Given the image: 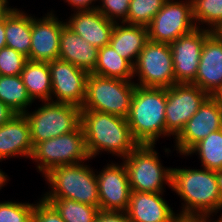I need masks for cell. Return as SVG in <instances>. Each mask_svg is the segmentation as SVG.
<instances>
[{
  "label": "cell",
  "mask_w": 222,
  "mask_h": 222,
  "mask_svg": "<svg viewBox=\"0 0 222 222\" xmlns=\"http://www.w3.org/2000/svg\"><path fill=\"white\" fill-rule=\"evenodd\" d=\"M171 189L184 201L178 213L181 220L199 221L221 212L222 195L214 170L172 168Z\"/></svg>",
  "instance_id": "obj_1"
},
{
  "label": "cell",
  "mask_w": 222,
  "mask_h": 222,
  "mask_svg": "<svg viewBox=\"0 0 222 222\" xmlns=\"http://www.w3.org/2000/svg\"><path fill=\"white\" fill-rule=\"evenodd\" d=\"M80 125L90 160L104 151L123 159L139 145L131 135L126 118L95 110H81Z\"/></svg>",
  "instance_id": "obj_2"
},
{
  "label": "cell",
  "mask_w": 222,
  "mask_h": 222,
  "mask_svg": "<svg viewBox=\"0 0 222 222\" xmlns=\"http://www.w3.org/2000/svg\"><path fill=\"white\" fill-rule=\"evenodd\" d=\"M167 88L135 87L127 122L138 144L155 145L166 136L165 109Z\"/></svg>",
  "instance_id": "obj_3"
},
{
  "label": "cell",
  "mask_w": 222,
  "mask_h": 222,
  "mask_svg": "<svg viewBox=\"0 0 222 222\" xmlns=\"http://www.w3.org/2000/svg\"><path fill=\"white\" fill-rule=\"evenodd\" d=\"M84 162L55 167L44 175L50 187L43 199H70L99 208L97 176Z\"/></svg>",
  "instance_id": "obj_4"
},
{
  "label": "cell",
  "mask_w": 222,
  "mask_h": 222,
  "mask_svg": "<svg viewBox=\"0 0 222 222\" xmlns=\"http://www.w3.org/2000/svg\"><path fill=\"white\" fill-rule=\"evenodd\" d=\"M154 148L155 145L139 144L123 158L131 191L163 193L165 185L172 187V168L162 166Z\"/></svg>",
  "instance_id": "obj_5"
},
{
  "label": "cell",
  "mask_w": 222,
  "mask_h": 222,
  "mask_svg": "<svg viewBox=\"0 0 222 222\" xmlns=\"http://www.w3.org/2000/svg\"><path fill=\"white\" fill-rule=\"evenodd\" d=\"M135 87L133 80L106 78L89 73L81 110H95L127 118Z\"/></svg>",
  "instance_id": "obj_6"
},
{
  "label": "cell",
  "mask_w": 222,
  "mask_h": 222,
  "mask_svg": "<svg viewBox=\"0 0 222 222\" xmlns=\"http://www.w3.org/2000/svg\"><path fill=\"white\" fill-rule=\"evenodd\" d=\"M30 126L33 146L76 130L81 124V107L68 103L44 101L40 108L24 113Z\"/></svg>",
  "instance_id": "obj_7"
},
{
  "label": "cell",
  "mask_w": 222,
  "mask_h": 222,
  "mask_svg": "<svg viewBox=\"0 0 222 222\" xmlns=\"http://www.w3.org/2000/svg\"><path fill=\"white\" fill-rule=\"evenodd\" d=\"M30 159L44 176L62 165L82 163L89 158L81 125L74 131L42 141L34 146Z\"/></svg>",
  "instance_id": "obj_8"
},
{
  "label": "cell",
  "mask_w": 222,
  "mask_h": 222,
  "mask_svg": "<svg viewBox=\"0 0 222 222\" xmlns=\"http://www.w3.org/2000/svg\"><path fill=\"white\" fill-rule=\"evenodd\" d=\"M133 76H138L139 82L135 85L141 87L169 88L175 85L170 45L148 40L133 67Z\"/></svg>",
  "instance_id": "obj_9"
},
{
  "label": "cell",
  "mask_w": 222,
  "mask_h": 222,
  "mask_svg": "<svg viewBox=\"0 0 222 222\" xmlns=\"http://www.w3.org/2000/svg\"><path fill=\"white\" fill-rule=\"evenodd\" d=\"M196 28L191 0H167L147 26L148 40L170 44Z\"/></svg>",
  "instance_id": "obj_10"
},
{
  "label": "cell",
  "mask_w": 222,
  "mask_h": 222,
  "mask_svg": "<svg viewBox=\"0 0 222 222\" xmlns=\"http://www.w3.org/2000/svg\"><path fill=\"white\" fill-rule=\"evenodd\" d=\"M209 95L193 84H175L167 88L165 109L166 136L176 138Z\"/></svg>",
  "instance_id": "obj_11"
},
{
  "label": "cell",
  "mask_w": 222,
  "mask_h": 222,
  "mask_svg": "<svg viewBox=\"0 0 222 222\" xmlns=\"http://www.w3.org/2000/svg\"><path fill=\"white\" fill-rule=\"evenodd\" d=\"M220 129H222V101L219 96H208L180 134L174 138L175 150L185 156L195 144L211 132Z\"/></svg>",
  "instance_id": "obj_12"
},
{
  "label": "cell",
  "mask_w": 222,
  "mask_h": 222,
  "mask_svg": "<svg viewBox=\"0 0 222 222\" xmlns=\"http://www.w3.org/2000/svg\"><path fill=\"white\" fill-rule=\"evenodd\" d=\"M48 67L52 84L51 101L82 107L89 73L61 59L48 62Z\"/></svg>",
  "instance_id": "obj_13"
},
{
  "label": "cell",
  "mask_w": 222,
  "mask_h": 222,
  "mask_svg": "<svg viewBox=\"0 0 222 222\" xmlns=\"http://www.w3.org/2000/svg\"><path fill=\"white\" fill-rule=\"evenodd\" d=\"M212 33L207 29L196 28L181 36L169 45L171 47L175 83L193 84L198 70L202 46Z\"/></svg>",
  "instance_id": "obj_14"
},
{
  "label": "cell",
  "mask_w": 222,
  "mask_h": 222,
  "mask_svg": "<svg viewBox=\"0 0 222 222\" xmlns=\"http://www.w3.org/2000/svg\"><path fill=\"white\" fill-rule=\"evenodd\" d=\"M100 211L126 212L131 194L124 163L107 164L96 173Z\"/></svg>",
  "instance_id": "obj_15"
},
{
  "label": "cell",
  "mask_w": 222,
  "mask_h": 222,
  "mask_svg": "<svg viewBox=\"0 0 222 222\" xmlns=\"http://www.w3.org/2000/svg\"><path fill=\"white\" fill-rule=\"evenodd\" d=\"M52 11L42 18L31 16V48L28 60L51 62L59 57V43L65 21H60Z\"/></svg>",
  "instance_id": "obj_16"
},
{
  "label": "cell",
  "mask_w": 222,
  "mask_h": 222,
  "mask_svg": "<svg viewBox=\"0 0 222 222\" xmlns=\"http://www.w3.org/2000/svg\"><path fill=\"white\" fill-rule=\"evenodd\" d=\"M193 85L209 96L222 92V39L212 32L202 46L201 58Z\"/></svg>",
  "instance_id": "obj_17"
},
{
  "label": "cell",
  "mask_w": 222,
  "mask_h": 222,
  "mask_svg": "<svg viewBox=\"0 0 222 222\" xmlns=\"http://www.w3.org/2000/svg\"><path fill=\"white\" fill-rule=\"evenodd\" d=\"M163 193L131 191L126 213L130 222H180Z\"/></svg>",
  "instance_id": "obj_18"
},
{
  "label": "cell",
  "mask_w": 222,
  "mask_h": 222,
  "mask_svg": "<svg viewBox=\"0 0 222 222\" xmlns=\"http://www.w3.org/2000/svg\"><path fill=\"white\" fill-rule=\"evenodd\" d=\"M69 18L66 26L90 45L99 49L109 44L116 22L108 20L97 9L74 11Z\"/></svg>",
  "instance_id": "obj_19"
},
{
  "label": "cell",
  "mask_w": 222,
  "mask_h": 222,
  "mask_svg": "<svg viewBox=\"0 0 222 222\" xmlns=\"http://www.w3.org/2000/svg\"><path fill=\"white\" fill-rule=\"evenodd\" d=\"M33 149L30 126L24 114H16L0 126V162L16 156L30 159Z\"/></svg>",
  "instance_id": "obj_20"
},
{
  "label": "cell",
  "mask_w": 222,
  "mask_h": 222,
  "mask_svg": "<svg viewBox=\"0 0 222 222\" xmlns=\"http://www.w3.org/2000/svg\"><path fill=\"white\" fill-rule=\"evenodd\" d=\"M98 50L66 25L62 28L58 59L92 73L97 63Z\"/></svg>",
  "instance_id": "obj_21"
},
{
  "label": "cell",
  "mask_w": 222,
  "mask_h": 222,
  "mask_svg": "<svg viewBox=\"0 0 222 222\" xmlns=\"http://www.w3.org/2000/svg\"><path fill=\"white\" fill-rule=\"evenodd\" d=\"M148 41V29L142 25L115 23L109 44L133 67Z\"/></svg>",
  "instance_id": "obj_22"
},
{
  "label": "cell",
  "mask_w": 222,
  "mask_h": 222,
  "mask_svg": "<svg viewBox=\"0 0 222 222\" xmlns=\"http://www.w3.org/2000/svg\"><path fill=\"white\" fill-rule=\"evenodd\" d=\"M31 14L13 8L5 16L6 47L13 48L27 58L31 48Z\"/></svg>",
  "instance_id": "obj_23"
},
{
  "label": "cell",
  "mask_w": 222,
  "mask_h": 222,
  "mask_svg": "<svg viewBox=\"0 0 222 222\" xmlns=\"http://www.w3.org/2000/svg\"><path fill=\"white\" fill-rule=\"evenodd\" d=\"M31 99L51 101L52 84L48 62L27 61L20 74Z\"/></svg>",
  "instance_id": "obj_24"
},
{
  "label": "cell",
  "mask_w": 222,
  "mask_h": 222,
  "mask_svg": "<svg viewBox=\"0 0 222 222\" xmlns=\"http://www.w3.org/2000/svg\"><path fill=\"white\" fill-rule=\"evenodd\" d=\"M92 74L125 81L134 79L133 66L108 44L98 50L97 63Z\"/></svg>",
  "instance_id": "obj_25"
},
{
  "label": "cell",
  "mask_w": 222,
  "mask_h": 222,
  "mask_svg": "<svg viewBox=\"0 0 222 222\" xmlns=\"http://www.w3.org/2000/svg\"><path fill=\"white\" fill-rule=\"evenodd\" d=\"M0 101L17 114H24L34 102L20 75L0 76Z\"/></svg>",
  "instance_id": "obj_26"
},
{
  "label": "cell",
  "mask_w": 222,
  "mask_h": 222,
  "mask_svg": "<svg viewBox=\"0 0 222 222\" xmlns=\"http://www.w3.org/2000/svg\"><path fill=\"white\" fill-rule=\"evenodd\" d=\"M193 153L199 155L202 168L222 171V129L211 132L195 144L185 156Z\"/></svg>",
  "instance_id": "obj_27"
},
{
  "label": "cell",
  "mask_w": 222,
  "mask_h": 222,
  "mask_svg": "<svg viewBox=\"0 0 222 222\" xmlns=\"http://www.w3.org/2000/svg\"><path fill=\"white\" fill-rule=\"evenodd\" d=\"M65 222H94L100 209L70 199H44Z\"/></svg>",
  "instance_id": "obj_28"
},
{
  "label": "cell",
  "mask_w": 222,
  "mask_h": 222,
  "mask_svg": "<svg viewBox=\"0 0 222 222\" xmlns=\"http://www.w3.org/2000/svg\"><path fill=\"white\" fill-rule=\"evenodd\" d=\"M193 19L197 28L214 32L222 24V0H191Z\"/></svg>",
  "instance_id": "obj_29"
},
{
  "label": "cell",
  "mask_w": 222,
  "mask_h": 222,
  "mask_svg": "<svg viewBox=\"0 0 222 222\" xmlns=\"http://www.w3.org/2000/svg\"><path fill=\"white\" fill-rule=\"evenodd\" d=\"M167 0H130L127 24L148 26Z\"/></svg>",
  "instance_id": "obj_30"
},
{
  "label": "cell",
  "mask_w": 222,
  "mask_h": 222,
  "mask_svg": "<svg viewBox=\"0 0 222 222\" xmlns=\"http://www.w3.org/2000/svg\"><path fill=\"white\" fill-rule=\"evenodd\" d=\"M35 204L0 202V222H31Z\"/></svg>",
  "instance_id": "obj_31"
},
{
  "label": "cell",
  "mask_w": 222,
  "mask_h": 222,
  "mask_svg": "<svg viewBox=\"0 0 222 222\" xmlns=\"http://www.w3.org/2000/svg\"><path fill=\"white\" fill-rule=\"evenodd\" d=\"M28 58L13 48L0 49V74L2 76L20 75Z\"/></svg>",
  "instance_id": "obj_32"
},
{
  "label": "cell",
  "mask_w": 222,
  "mask_h": 222,
  "mask_svg": "<svg viewBox=\"0 0 222 222\" xmlns=\"http://www.w3.org/2000/svg\"><path fill=\"white\" fill-rule=\"evenodd\" d=\"M102 4L98 5L97 10L108 20L116 23L127 24L130 0H99Z\"/></svg>",
  "instance_id": "obj_33"
},
{
  "label": "cell",
  "mask_w": 222,
  "mask_h": 222,
  "mask_svg": "<svg viewBox=\"0 0 222 222\" xmlns=\"http://www.w3.org/2000/svg\"><path fill=\"white\" fill-rule=\"evenodd\" d=\"M31 222H65L55 208L42 197L35 204Z\"/></svg>",
  "instance_id": "obj_34"
},
{
  "label": "cell",
  "mask_w": 222,
  "mask_h": 222,
  "mask_svg": "<svg viewBox=\"0 0 222 222\" xmlns=\"http://www.w3.org/2000/svg\"><path fill=\"white\" fill-rule=\"evenodd\" d=\"M94 222H130L126 212L100 211Z\"/></svg>",
  "instance_id": "obj_35"
},
{
  "label": "cell",
  "mask_w": 222,
  "mask_h": 222,
  "mask_svg": "<svg viewBox=\"0 0 222 222\" xmlns=\"http://www.w3.org/2000/svg\"><path fill=\"white\" fill-rule=\"evenodd\" d=\"M98 0H65V2L72 7L74 11H83V10H94L97 9L98 5L94 6V3ZM94 2V3H93ZM93 3V5H91ZM91 5V6H90Z\"/></svg>",
  "instance_id": "obj_36"
},
{
  "label": "cell",
  "mask_w": 222,
  "mask_h": 222,
  "mask_svg": "<svg viewBox=\"0 0 222 222\" xmlns=\"http://www.w3.org/2000/svg\"><path fill=\"white\" fill-rule=\"evenodd\" d=\"M17 113L0 101V126L10 121Z\"/></svg>",
  "instance_id": "obj_37"
},
{
  "label": "cell",
  "mask_w": 222,
  "mask_h": 222,
  "mask_svg": "<svg viewBox=\"0 0 222 222\" xmlns=\"http://www.w3.org/2000/svg\"><path fill=\"white\" fill-rule=\"evenodd\" d=\"M6 47L5 17L0 18V49Z\"/></svg>",
  "instance_id": "obj_38"
},
{
  "label": "cell",
  "mask_w": 222,
  "mask_h": 222,
  "mask_svg": "<svg viewBox=\"0 0 222 222\" xmlns=\"http://www.w3.org/2000/svg\"><path fill=\"white\" fill-rule=\"evenodd\" d=\"M8 2V0H0V18L5 17L13 9Z\"/></svg>",
  "instance_id": "obj_39"
},
{
  "label": "cell",
  "mask_w": 222,
  "mask_h": 222,
  "mask_svg": "<svg viewBox=\"0 0 222 222\" xmlns=\"http://www.w3.org/2000/svg\"><path fill=\"white\" fill-rule=\"evenodd\" d=\"M8 176L0 169V190L8 182Z\"/></svg>",
  "instance_id": "obj_40"
},
{
  "label": "cell",
  "mask_w": 222,
  "mask_h": 222,
  "mask_svg": "<svg viewBox=\"0 0 222 222\" xmlns=\"http://www.w3.org/2000/svg\"><path fill=\"white\" fill-rule=\"evenodd\" d=\"M216 178H217L219 191L222 195V171H216Z\"/></svg>",
  "instance_id": "obj_41"
},
{
  "label": "cell",
  "mask_w": 222,
  "mask_h": 222,
  "mask_svg": "<svg viewBox=\"0 0 222 222\" xmlns=\"http://www.w3.org/2000/svg\"><path fill=\"white\" fill-rule=\"evenodd\" d=\"M211 220H213V219H211L210 216H207V217H204V218L200 219L198 222H211ZM212 222H222V215L219 216V218L217 220H214Z\"/></svg>",
  "instance_id": "obj_42"
},
{
  "label": "cell",
  "mask_w": 222,
  "mask_h": 222,
  "mask_svg": "<svg viewBox=\"0 0 222 222\" xmlns=\"http://www.w3.org/2000/svg\"><path fill=\"white\" fill-rule=\"evenodd\" d=\"M214 32L222 39V24Z\"/></svg>",
  "instance_id": "obj_43"
},
{
  "label": "cell",
  "mask_w": 222,
  "mask_h": 222,
  "mask_svg": "<svg viewBox=\"0 0 222 222\" xmlns=\"http://www.w3.org/2000/svg\"><path fill=\"white\" fill-rule=\"evenodd\" d=\"M180 222H198V221L181 220Z\"/></svg>",
  "instance_id": "obj_44"
},
{
  "label": "cell",
  "mask_w": 222,
  "mask_h": 222,
  "mask_svg": "<svg viewBox=\"0 0 222 222\" xmlns=\"http://www.w3.org/2000/svg\"><path fill=\"white\" fill-rule=\"evenodd\" d=\"M219 97H220V99H221V101H222V92H221V94L219 95Z\"/></svg>",
  "instance_id": "obj_45"
}]
</instances>
